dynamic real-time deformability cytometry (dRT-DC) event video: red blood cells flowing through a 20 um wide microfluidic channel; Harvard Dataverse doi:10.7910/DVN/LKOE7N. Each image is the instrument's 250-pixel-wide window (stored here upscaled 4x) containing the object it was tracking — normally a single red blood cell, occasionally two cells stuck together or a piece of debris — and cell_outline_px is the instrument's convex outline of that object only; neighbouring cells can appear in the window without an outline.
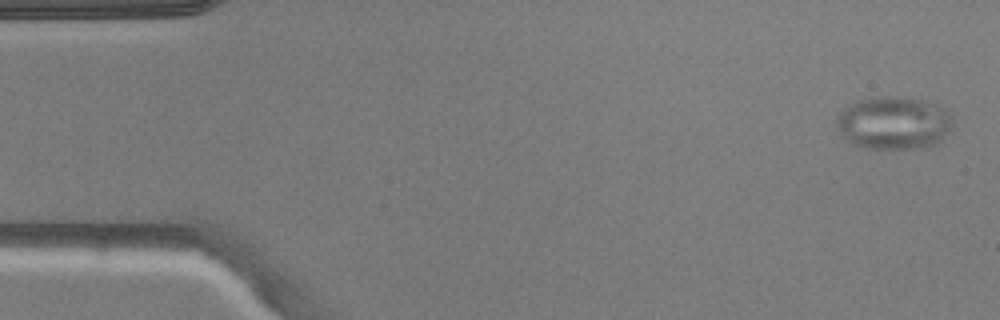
{"species": "common noctule bat (a hibernating species)", "species_latin": "Nyctalus noctula", "temperature_condition": "warm", "stored_images_in_passage": 3, "camera_frame_rate_fps": 3000, "um_per_image_px": 0.085, "animal": {"sex": "male", "body_mass_g": 20.5, "forearm_length_mm": 52.5}, "frame": {"image": 1, "passage_image": 1, "time_ms": 0.0, "image_size_px": [1000, 320], "cell_outline_px": [[952, 124], [948, 132], [936, 144], [924, 148], [864, 148], [852, 144], [836, 128], [836, 116], [844, 108], [856, 100], [880, 96], [912, 96], [940, 104], [952, 116]], "centroid_in_image_um": [75.98, 10.42], "position_along_channel_um": 9.0, "area_um2": 36.41}}